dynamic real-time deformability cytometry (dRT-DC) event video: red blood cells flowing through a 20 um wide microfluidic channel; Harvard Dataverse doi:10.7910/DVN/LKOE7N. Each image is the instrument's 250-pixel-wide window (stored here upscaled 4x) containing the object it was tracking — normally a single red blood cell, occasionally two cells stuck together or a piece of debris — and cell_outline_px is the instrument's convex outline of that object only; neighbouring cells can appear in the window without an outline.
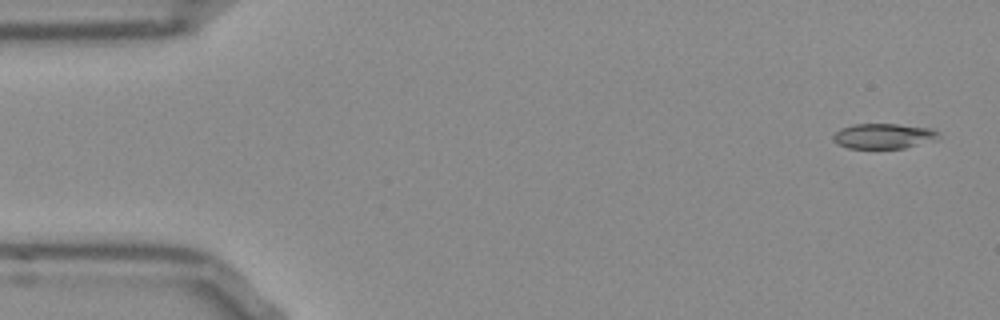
{"species": "Egyptian fruit bat (a non-hibernating species)", "species_latin": "Rousettus aegyptiacus", "temperature_condition": "room temperature", "stored_images_in_passage": 9, "camera_frame_rate_fps": 3000, "um_per_image_px": 0.085, "frame": {"image": 1, "passage_image": 2, "time_ms": 0.333, "image_size_px": [1000, 320], "cell_outline_px": [[940, 136], [936, 140], [904, 148], [848, 148], [836, 144], [832, 140], [832, 136], [840, 128], [852, 124], [896, 124], [928, 128], [940, 132]], "centroid_in_image_um": [75.07, 11.57], "position_along_channel_um": 9.9, "area_um2": 15.55}}